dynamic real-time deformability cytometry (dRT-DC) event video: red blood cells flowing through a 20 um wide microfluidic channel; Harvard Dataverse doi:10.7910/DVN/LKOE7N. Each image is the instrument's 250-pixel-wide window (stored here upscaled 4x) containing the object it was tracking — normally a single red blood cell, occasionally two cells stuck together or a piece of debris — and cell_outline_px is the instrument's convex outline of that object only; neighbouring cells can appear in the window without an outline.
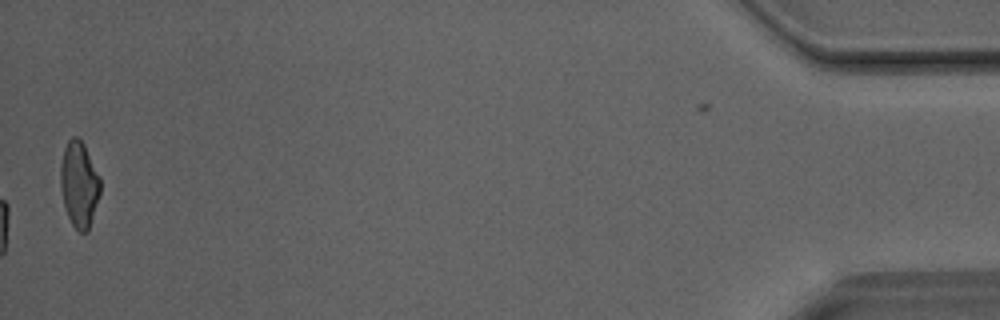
{"species": "Egyptian fruit bat (a non-hibernating species)", "species_latin": "Rousettus aegyptiacus", "temperature_condition": "room temperature", "stored_images_in_passage": 28, "camera_frame_rate_fps": 3000, "um_per_image_px": 0.085, "animal": {"sex": "male"}, "frame": {"image": 1, "passage_image": 28, "time_ms": 9.0, "image_size_px": [1000, 320], "cell_outline_px": [[100, 192], [88, 232], [80, 232], [72, 224], [64, 208], [60, 188], [60, 164], [64, 148], [68, 140], [72, 136], [76, 136], [84, 144], [100, 176]], "centroid_in_image_um": [6.71, 15.65], "position_along_channel_um": 428.5, "area_um2": 20.0}}